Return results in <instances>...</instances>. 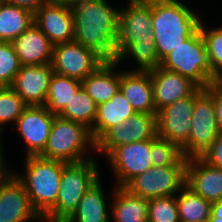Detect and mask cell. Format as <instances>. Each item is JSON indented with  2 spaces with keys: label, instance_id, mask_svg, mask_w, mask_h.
<instances>
[{
  "label": "cell",
  "instance_id": "24",
  "mask_svg": "<svg viewBox=\"0 0 222 222\" xmlns=\"http://www.w3.org/2000/svg\"><path fill=\"white\" fill-rule=\"evenodd\" d=\"M113 203L109 206L113 222H146L148 200L131 194L124 187L113 188ZM111 207V208H110Z\"/></svg>",
  "mask_w": 222,
  "mask_h": 222
},
{
  "label": "cell",
  "instance_id": "31",
  "mask_svg": "<svg viewBox=\"0 0 222 222\" xmlns=\"http://www.w3.org/2000/svg\"><path fill=\"white\" fill-rule=\"evenodd\" d=\"M212 69V82H222V27L208 29L203 20L199 26Z\"/></svg>",
  "mask_w": 222,
  "mask_h": 222
},
{
  "label": "cell",
  "instance_id": "32",
  "mask_svg": "<svg viewBox=\"0 0 222 222\" xmlns=\"http://www.w3.org/2000/svg\"><path fill=\"white\" fill-rule=\"evenodd\" d=\"M150 153L152 166L186 165L188 161L178 145L158 136L152 138Z\"/></svg>",
  "mask_w": 222,
  "mask_h": 222
},
{
  "label": "cell",
  "instance_id": "39",
  "mask_svg": "<svg viewBox=\"0 0 222 222\" xmlns=\"http://www.w3.org/2000/svg\"><path fill=\"white\" fill-rule=\"evenodd\" d=\"M209 222H222V200L212 203Z\"/></svg>",
  "mask_w": 222,
  "mask_h": 222
},
{
  "label": "cell",
  "instance_id": "38",
  "mask_svg": "<svg viewBox=\"0 0 222 222\" xmlns=\"http://www.w3.org/2000/svg\"><path fill=\"white\" fill-rule=\"evenodd\" d=\"M6 3L21 6L31 10L33 13L51 0H3Z\"/></svg>",
  "mask_w": 222,
  "mask_h": 222
},
{
  "label": "cell",
  "instance_id": "29",
  "mask_svg": "<svg viewBox=\"0 0 222 222\" xmlns=\"http://www.w3.org/2000/svg\"><path fill=\"white\" fill-rule=\"evenodd\" d=\"M119 52L118 63L128 56L138 63L136 71H150L161 65L156 52L155 42H117Z\"/></svg>",
  "mask_w": 222,
  "mask_h": 222
},
{
  "label": "cell",
  "instance_id": "26",
  "mask_svg": "<svg viewBox=\"0 0 222 222\" xmlns=\"http://www.w3.org/2000/svg\"><path fill=\"white\" fill-rule=\"evenodd\" d=\"M34 21V13L24 7L0 0V42H12Z\"/></svg>",
  "mask_w": 222,
  "mask_h": 222
},
{
  "label": "cell",
  "instance_id": "15",
  "mask_svg": "<svg viewBox=\"0 0 222 222\" xmlns=\"http://www.w3.org/2000/svg\"><path fill=\"white\" fill-rule=\"evenodd\" d=\"M119 10L117 42H155L150 0H129L127 8Z\"/></svg>",
  "mask_w": 222,
  "mask_h": 222
},
{
  "label": "cell",
  "instance_id": "30",
  "mask_svg": "<svg viewBox=\"0 0 222 222\" xmlns=\"http://www.w3.org/2000/svg\"><path fill=\"white\" fill-rule=\"evenodd\" d=\"M96 114V103L81 87L64 107L59 117L81 123L92 129Z\"/></svg>",
  "mask_w": 222,
  "mask_h": 222
},
{
  "label": "cell",
  "instance_id": "28",
  "mask_svg": "<svg viewBox=\"0 0 222 222\" xmlns=\"http://www.w3.org/2000/svg\"><path fill=\"white\" fill-rule=\"evenodd\" d=\"M177 194L180 222H209L211 202L202 198L187 185Z\"/></svg>",
  "mask_w": 222,
  "mask_h": 222
},
{
  "label": "cell",
  "instance_id": "13",
  "mask_svg": "<svg viewBox=\"0 0 222 222\" xmlns=\"http://www.w3.org/2000/svg\"><path fill=\"white\" fill-rule=\"evenodd\" d=\"M194 93L165 106L156 113L157 136L182 148L189 139Z\"/></svg>",
  "mask_w": 222,
  "mask_h": 222
},
{
  "label": "cell",
  "instance_id": "3",
  "mask_svg": "<svg viewBox=\"0 0 222 222\" xmlns=\"http://www.w3.org/2000/svg\"><path fill=\"white\" fill-rule=\"evenodd\" d=\"M25 174H15L24 185L32 208L42 218L55 204L63 167L67 164L39 156H26Z\"/></svg>",
  "mask_w": 222,
  "mask_h": 222
},
{
  "label": "cell",
  "instance_id": "21",
  "mask_svg": "<svg viewBox=\"0 0 222 222\" xmlns=\"http://www.w3.org/2000/svg\"><path fill=\"white\" fill-rule=\"evenodd\" d=\"M120 91L138 113H157L149 71L120 72Z\"/></svg>",
  "mask_w": 222,
  "mask_h": 222
},
{
  "label": "cell",
  "instance_id": "5",
  "mask_svg": "<svg viewBox=\"0 0 222 222\" xmlns=\"http://www.w3.org/2000/svg\"><path fill=\"white\" fill-rule=\"evenodd\" d=\"M87 148L96 150L91 129L81 123L55 116L47 144L38 156L65 163H78L91 159L89 155L86 159L84 157Z\"/></svg>",
  "mask_w": 222,
  "mask_h": 222
},
{
  "label": "cell",
  "instance_id": "19",
  "mask_svg": "<svg viewBox=\"0 0 222 222\" xmlns=\"http://www.w3.org/2000/svg\"><path fill=\"white\" fill-rule=\"evenodd\" d=\"M186 185L205 200H222V169L206 163L201 157L188 158Z\"/></svg>",
  "mask_w": 222,
  "mask_h": 222
},
{
  "label": "cell",
  "instance_id": "25",
  "mask_svg": "<svg viewBox=\"0 0 222 222\" xmlns=\"http://www.w3.org/2000/svg\"><path fill=\"white\" fill-rule=\"evenodd\" d=\"M103 191L99 179L85 193L78 207L64 222H111Z\"/></svg>",
  "mask_w": 222,
  "mask_h": 222
},
{
  "label": "cell",
  "instance_id": "1",
  "mask_svg": "<svg viewBox=\"0 0 222 222\" xmlns=\"http://www.w3.org/2000/svg\"><path fill=\"white\" fill-rule=\"evenodd\" d=\"M74 40L95 51L105 61H117L119 13L107 0H84L71 8Z\"/></svg>",
  "mask_w": 222,
  "mask_h": 222
},
{
  "label": "cell",
  "instance_id": "9",
  "mask_svg": "<svg viewBox=\"0 0 222 222\" xmlns=\"http://www.w3.org/2000/svg\"><path fill=\"white\" fill-rule=\"evenodd\" d=\"M157 136L156 113H138L109 128L97 141L96 151L107 156L114 148Z\"/></svg>",
  "mask_w": 222,
  "mask_h": 222
},
{
  "label": "cell",
  "instance_id": "23",
  "mask_svg": "<svg viewBox=\"0 0 222 222\" xmlns=\"http://www.w3.org/2000/svg\"><path fill=\"white\" fill-rule=\"evenodd\" d=\"M136 111L119 90L109 101L97 106V114L91 129L92 136L97 141L109 128L122 124L133 116Z\"/></svg>",
  "mask_w": 222,
  "mask_h": 222
},
{
  "label": "cell",
  "instance_id": "17",
  "mask_svg": "<svg viewBox=\"0 0 222 222\" xmlns=\"http://www.w3.org/2000/svg\"><path fill=\"white\" fill-rule=\"evenodd\" d=\"M33 22L53 45L74 40V16L71 7L49 2L34 12Z\"/></svg>",
  "mask_w": 222,
  "mask_h": 222
},
{
  "label": "cell",
  "instance_id": "35",
  "mask_svg": "<svg viewBox=\"0 0 222 222\" xmlns=\"http://www.w3.org/2000/svg\"><path fill=\"white\" fill-rule=\"evenodd\" d=\"M20 67L12 42H0V87H11Z\"/></svg>",
  "mask_w": 222,
  "mask_h": 222
},
{
  "label": "cell",
  "instance_id": "34",
  "mask_svg": "<svg viewBox=\"0 0 222 222\" xmlns=\"http://www.w3.org/2000/svg\"><path fill=\"white\" fill-rule=\"evenodd\" d=\"M148 221L180 222L176 195L149 199Z\"/></svg>",
  "mask_w": 222,
  "mask_h": 222
},
{
  "label": "cell",
  "instance_id": "41",
  "mask_svg": "<svg viewBox=\"0 0 222 222\" xmlns=\"http://www.w3.org/2000/svg\"><path fill=\"white\" fill-rule=\"evenodd\" d=\"M6 170L5 161H0V175Z\"/></svg>",
  "mask_w": 222,
  "mask_h": 222
},
{
  "label": "cell",
  "instance_id": "22",
  "mask_svg": "<svg viewBox=\"0 0 222 222\" xmlns=\"http://www.w3.org/2000/svg\"><path fill=\"white\" fill-rule=\"evenodd\" d=\"M118 65L117 61H105L81 81L97 106L109 101L120 90V72L114 71Z\"/></svg>",
  "mask_w": 222,
  "mask_h": 222
},
{
  "label": "cell",
  "instance_id": "11",
  "mask_svg": "<svg viewBox=\"0 0 222 222\" xmlns=\"http://www.w3.org/2000/svg\"><path fill=\"white\" fill-rule=\"evenodd\" d=\"M151 144L152 139L132 142L114 148L107 155L117 187H124L135 176L152 167Z\"/></svg>",
  "mask_w": 222,
  "mask_h": 222
},
{
  "label": "cell",
  "instance_id": "12",
  "mask_svg": "<svg viewBox=\"0 0 222 222\" xmlns=\"http://www.w3.org/2000/svg\"><path fill=\"white\" fill-rule=\"evenodd\" d=\"M42 220L32 208L28 194L15 172L6 169L0 175V222Z\"/></svg>",
  "mask_w": 222,
  "mask_h": 222
},
{
  "label": "cell",
  "instance_id": "8",
  "mask_svg": "<svg viewBox=\"0 0 222 222\" xmlns=\"http://www.w3.org/2000/svg\"><path fill=\"white\" fill-rule=\"evenodd\" d=\"M186 185V165L152 166L131 179L124 188L131 194L152 199L174 196Z\"/></svg>",
  "mask_w": 222,
  "mask_h": 222
},
{
  "label": "cell",
  "instance_id": "6",
  "mask_svg": "<svg viewBox=\"0 0 222 222\" xmlns=\"http://www.w3.org/2000/svg\"><path fill=\"white\" fill-rule=\"evenodd\" d=\"M192 116L188 142L181 148L186 158L200 157L220 133L215 115V83L194 92Z\"/></svg>",
  "mask_w": 222,
  "mask_h": 222
},
{
  "label": "cell",
  "instance_id": "27",
  "mask_svg": "<svg viewBox=\"0 0 222 222\" xmlns=\"http://www.w3.org/2000/svg\"><path fill=\"white\" fill-rule=\"evenodd\" d=\"M82 87L80 80L53 73L45 107L54 116H59L73 95Z\"/></svg>",
  "mask_w": 222,
  "mask_h": 222
},
{
  "label": "cell",
  "instance_id": "2",
  "mask_svg": "<svg viewBox=\"0 0 222 222\" xmlns=\"http://www.w3.org/2000/svg\"><path fill=\"white\" fill-rule=\"evenodd\" d=\"M150 6L156 52L162 61L199 29L202 20L180 0H150Z\"/></svg>",
  "mask_w": 222,
  "mask_h": 222
},
{
  "label": "cell",
  "instance_id": "16",
  "mask_svg": "<svg viewBox=\"0 0 222 222\" xmlns=\"http://www.w3.org/2000/svg\"><path fill=\"white\" fill-rule=\"evenodd\" d=\"M156 112L177 100L191 96L199 86L188 77L161 66L149 71Z\"/></svg>",
  "mask_w": 222,
  "mask_h": 222
},
{
  "label": "cell",
  "instance_id": "18",
  "mask_svg": "<svg viewBox=\"0 0 222 222\" xmlns=\"http://www.w3.org/2000/svg\"><path fill=\"white\" fill-rule=\"evenodd\" d=\"M54 73L51 63L21 66L11 88L30 106H44Z\"/></svg>",
  "mask_w": 222,
  "mask_h": 222
},
{
  "label": "cell",
  "instance_id": "42",
  "mask_svg": "<svg viewBox=\"0 0 222 222\" xmlns=\"http://www.w3.org/2000/svg\"><path fill=\"white\" fill-rule=\"evenodd\" d=\"M1 132H3V131L0 130V135H1ZM0 142H1V141H0ZM2 151H3V150H2L1 143H0V161H5V160H4V155H2V154H4V153H3Z\"/></svg>",
  "mask_w": 222,
  "mask_h": 222
},
{
  "label": "cell",
  "instance_id": "4",
  "mask_svg": "<svg viewBox=\"0 0 222 222\" xmlns=\"http://www.w3.org/2000/svg\"><path fill=\"white\" fill-rule=\"evenodd\" d=\"M99 167L91 158L63 167L56 204L42 217L43 222H64L78 207L85 193L100 179Z\"/></svg>",
  "mask_w": 222,
  "mask_h": 222
},
{
  "label": "cell",
  "instance_id": "40",
  "mask_svg": "<svg viewBox=\"0 0 222 222\" xmlns=\"http://www.w3.org/2000/svg\"><path fill=\"white\" fill-rule=\"evenodd\" d=\"M82 1L84 0H51V2L53 3L60 4L66 7H71V8Z\"/></svg>",
  "mask_w": 222,
  "mask_h": 222
},
{
  "label": "cell",
  "instance_id": "36",
  "mask_svg": "<svg viewBox=\"0 0 222 222\" xmlns=\"http://www.w3.org/2000/svg\"><path fill=\"white\" fill-rule=\"evenodd\" d=\"M200 157L209 165L222 169V132Z\"/></svg>",
  "mask_w": 222,
  "mask_h": 222
},
{
  "label": "cell",
  "instance_id": "14",
  "mask_svg": "<svg viewBox=\"0 0 222 222\" xmlns=\"http://www.w3.org/2000/svg\"><path fill=\"white\" fill-rule=\"evenodd\" d=\"M54 117L45 106L30 105L16 120L14 124L26 145V156H38L44 150Z\"/></svg>",
  "mask_w": 222,
  "mask_h": 222
},
{
  "label": "cell",
  "instance_id": "10",
  "mask_svg": "<svg viewBox=\"0 0 222 222\" xmlns=\"http://www.w3.org/2000/svg\"><path fill=\"white\" fill-rule=\"evenodd\" d=\"M105 62L95 51L75 40L54 45L51 65L55 73L84 80Z\"/></svg>",
  "mask_w": 222,
  "mask_h": 222
},
{
  "label": "cell",
  "instance_id": "33",
  "mask_svg": "<svg viewBox=\"0 0 222 222\" xmlns=\"http://www.w3.org/2000/svg\"><path fill=\"white\" fill-rule=\"evenodd\" d=\"M29 105L11 88L0 87V130L5 125L15 122Z\"/></svg>",
  "mask_w": 222,
  "mask_h": 222
},
{
  "label": "cell",
  "instance_id": "20",
  "mask_svg": "<svg viewBox=\"0 0 222 222\" xmlns=\"http://www.w3.org/2000/svg\"><path fill=\"white\" fill-rule=\"evenodd\" d=\"M12 44L21 66L51 63L54 45L34 22Z\"/></svg>",
  "mask_w": 222,
  "mask_h": 222
},
{
  "label": "cell",
  "instance_id": "7",
  "mask_svg": "<svg viewBox=\"0 0 222 222\" xmlns=\"http://www.w3.org/2000/svg\"><path fill=\"white\" fill-rule=\"evenodd\" d=\"M160 66L188 77L200 88H208L213 84L212 69L200 29L174 48Z\"/></svg>",
  "mask_w": 222,
  "mask_h": 222
},
{
  "label": "cell",
  "instance_id": "37",
  "mask_svg": "<svg viewBox=\"0 0 222 222\" xmlns=\"http://www.w3.org/2000/svg\"><path fill=\"white\" fill-rule=\"evenodd\" d=\"M215 115L218 128L222 132V82H215Z\"/></svg>",
  "mask_w": 222,
  "mask_h": 222
}]
</instances>
